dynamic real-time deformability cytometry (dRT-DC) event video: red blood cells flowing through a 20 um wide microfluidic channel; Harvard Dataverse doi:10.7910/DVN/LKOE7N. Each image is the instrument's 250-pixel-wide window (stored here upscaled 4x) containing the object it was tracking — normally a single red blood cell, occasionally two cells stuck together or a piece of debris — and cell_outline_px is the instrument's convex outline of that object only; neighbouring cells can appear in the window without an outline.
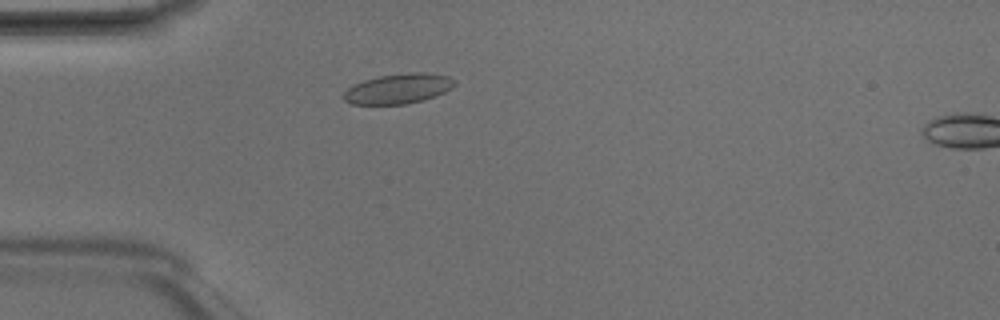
{"species": "Egyptian fruit bat (a non-hibernating species)", "species_latin": "Rousettus aegyptiacus", "temperature_condition": "room temperature", "stored_images_in_passage": 3, "camera_frame_rate_fps": 3000, "um_per_image_px": 0.085, "animal": {"sex": "male"}, "frame": {"image": 1, "passage_image": 2, "time_ms": 0.333, "image_size_px": [1000, 320], "cell_outline_px": [[456, 84], [452, 88], [436, 96], [424, 100], [408, 104], [352, 104], [344, 100], [344, 92], [352, 84], [364, 80], [380, 76], [408, 72], [428, 72], [448, 76], [456, 80]], "centroid_in_image_um": [33.89, 7.53], "position_along_channel_um": 51.1, "area_um2": 19.59}}